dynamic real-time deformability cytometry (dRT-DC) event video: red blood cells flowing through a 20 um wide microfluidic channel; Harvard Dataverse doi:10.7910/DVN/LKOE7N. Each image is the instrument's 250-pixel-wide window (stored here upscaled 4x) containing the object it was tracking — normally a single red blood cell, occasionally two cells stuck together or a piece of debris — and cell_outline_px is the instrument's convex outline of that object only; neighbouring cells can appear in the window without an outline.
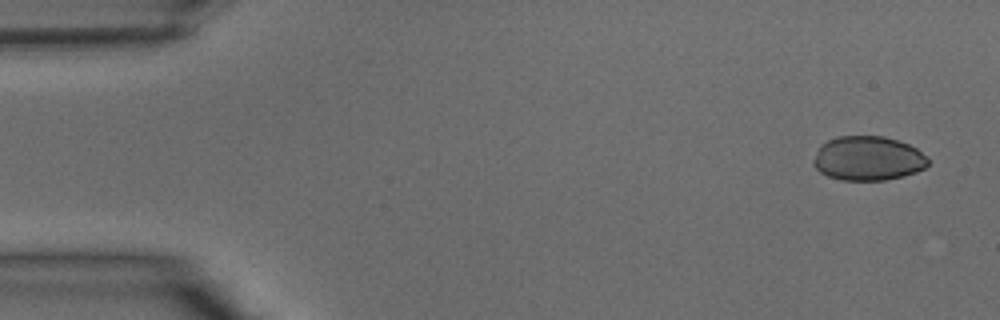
{"species": "common noctule bat (a hibernating species)", "species_latin": "Nyctalus noctula", "temperature_condition": "warm", "stored_images_in_passage": 10, "camera_frame_rate_fps": 3000, "um_per_image_px": 0.085, "animal": {"sex": "male", "body_mass_g": 15.6}, "frame": {"image": 1, "passage_image": 2, "time_ms": 0.333, "image_size_px": [1000, 320], "cell_outline_px": [[928, 164], [924, 168], [916, 172], [904, 176], [884, 180], [840, 180], [828, 176], [820, 172], [812, 164], [812, 160], [820, 144], [836, 136], [884, 136], [908, 144], [916, 148], [928, 160]], "centroid_in_image_um": [73.73, 13.46], "position_along_channel_um": 11.3, "area_um2": 29.65}}